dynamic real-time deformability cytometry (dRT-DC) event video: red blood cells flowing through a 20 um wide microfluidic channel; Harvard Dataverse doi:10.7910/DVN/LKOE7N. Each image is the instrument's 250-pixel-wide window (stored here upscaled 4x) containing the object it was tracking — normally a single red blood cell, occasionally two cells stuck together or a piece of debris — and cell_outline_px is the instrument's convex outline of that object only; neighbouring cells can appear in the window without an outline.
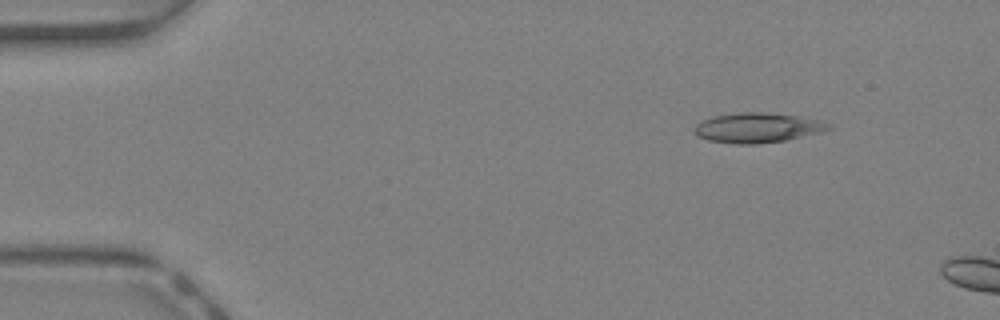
{"species": "Egyptian fruit bat (a non-hibernating species)", "species_latin": "Rousettus aegyptiacus", "temperature_condition": "warm", "stored_images_in_passage": 9, "camera_frame_rate_fps": 3000, "um_per_image_px": 0.085, "animal": {"sex": "female"}, "frame": {"image": 1, "passage_image": 6, "time_ms": 1.667, "image_size_px": [1000, 320], "cell_outline_px": [[832, 128], [820, 132], [788, 140], [756, 144], [736, 144], [708, 140], [696, 136], [692, 128], [700, 120], [712, 116], [740, 112], [760, 112], [796, 116], [820, 120], [828, 124]], "centroid_in_image_um": [64.31, 10.86], "position_along_channel_um": 20.7, "area_um2": 23.41}}